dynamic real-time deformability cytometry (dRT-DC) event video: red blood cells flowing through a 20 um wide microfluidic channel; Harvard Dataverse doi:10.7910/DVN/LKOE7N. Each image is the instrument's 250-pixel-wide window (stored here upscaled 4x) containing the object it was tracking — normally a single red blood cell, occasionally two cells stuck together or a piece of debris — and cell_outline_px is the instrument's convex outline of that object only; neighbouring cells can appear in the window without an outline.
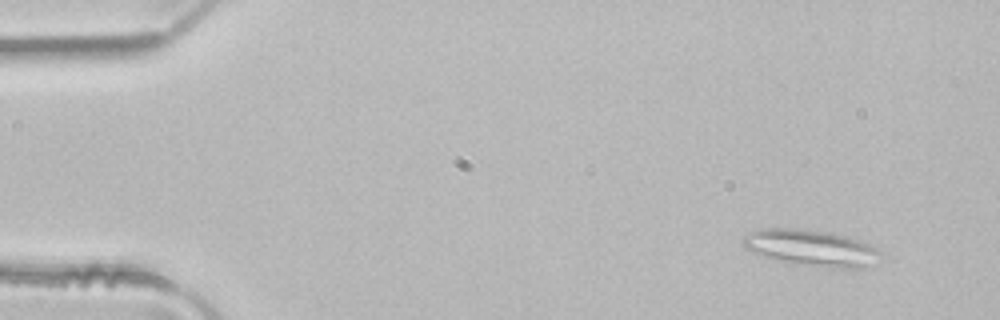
{"species": "common noctule bat (a hibernating species)", "species_latin": "Nyctalus noctula", "temperature_condition": "room temperature", "stored_images_in_passage": 3, "camera_frame_rate_fps": 3000, "um_per_image_px": 0.085, "animal": {"sex": "male", "body_mass_g": 21.5, "forearm_length_mm": 52.0}, "frame": {"image": 1, "passage_image": 1, "time_ms": 0.0, "image_size_px": [1000, 320], "cell_outline_px": [[880, 256], [864, 268], [832, 268], [776, 260], [752, 252], [744, 248], [740, 240], [748, 232], [760, 228], [792, 228], [828, 232], [844, 236], [868, 244], [876, 248], [880, 252]], "centroid_in_image_um": [68.86, 21.06], "position_along_channel_um": 16.1, "area_um2": 28.73}}
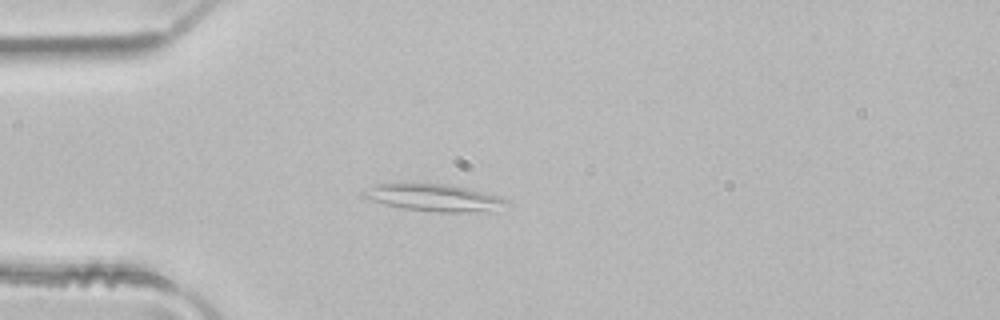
{"frame": {"image": 2, "passage_image": 3, "time_ms": 0.667, "image_size_px": [1000, 320], "cell_outline_px": [[512, 204], [464, 212], [436, 212], [404, 208], [384, 204], [360, 196], [360, 192], [380, 184], [396, 180], [408, 180], [448, 184], [484, 192], [508, 200]], "centroid_in_image_um": [36.71, 16.73], "position_along_channel_um": 48.3, "area_um2": 22.89}}